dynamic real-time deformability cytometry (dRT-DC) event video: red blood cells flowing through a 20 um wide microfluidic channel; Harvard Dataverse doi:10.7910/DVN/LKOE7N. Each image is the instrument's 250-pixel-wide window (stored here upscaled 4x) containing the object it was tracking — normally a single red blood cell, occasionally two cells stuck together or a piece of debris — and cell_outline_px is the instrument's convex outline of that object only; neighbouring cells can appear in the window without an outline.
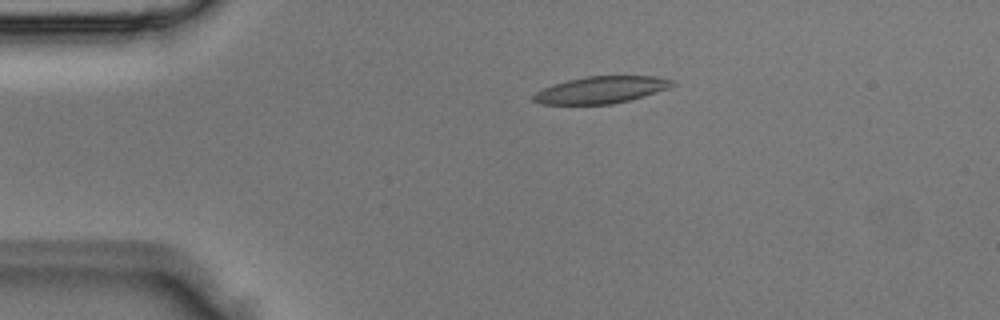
{"species": "Egyptian fruit bat (a non-hibernating species)", "species_latin": "Rousettus aegyptiacus", "temperature_condition": "room temperature", "stored_images_in_passage": 3, "camera_frame_rate_fps": 3000, "um_per_image_px": 0.085, "animal": {"sex": "male"}, "frame": {"image": 1, "passage_image": 2, "time_ms": 0.333, "image_size_px": [1000, 320], "cell_outline_px": [[676, 84], [668, 88], [644, 96], [612, 104], [540, 104], [532, 100], [532, 96], [536, 92], [552, 84], [568, 80], [588, 76], [656, 76], [676, 80]], "centroid_in_image_um": [51.11, 7.63], "position_along_channel_um": 33.9, "area_um2": 21.79}}